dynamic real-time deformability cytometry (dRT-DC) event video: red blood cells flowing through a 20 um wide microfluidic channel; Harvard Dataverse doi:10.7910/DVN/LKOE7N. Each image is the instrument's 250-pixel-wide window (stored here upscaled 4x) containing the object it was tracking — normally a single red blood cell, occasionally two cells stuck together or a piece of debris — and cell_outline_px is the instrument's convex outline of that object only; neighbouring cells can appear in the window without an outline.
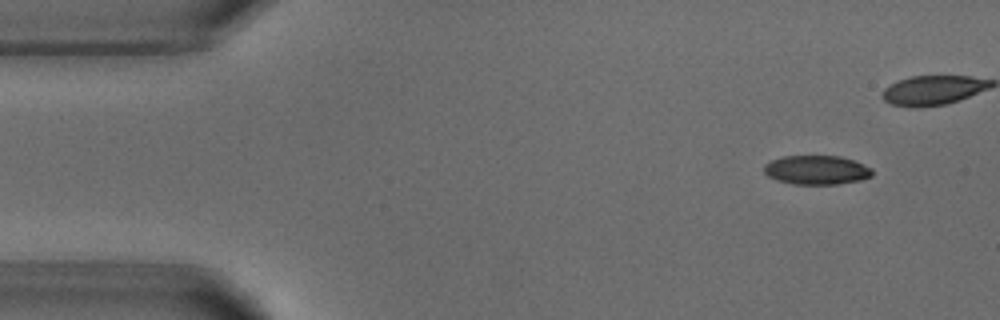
{"species": "common noctule bat (a hibernating species)", "species_latin": "Nyctalus noctula", "temperature_condition": "warm", "stored_images_in_passage": 3, "camera_frame_rate_fps": 3000, "um_per_image_px": 0.085, "animal": {"sex": "male", "body_mass_g": 18.8}, "frame": {"image": 1, "passage_image": 1, "time_ms": 0.0, "image_size_px": [1000, 320], "cell_outline_px": [[872, 176], [860, 180], [836, 184], [792, 184], [776, 180], [768, 176], [764, 172], [764, 164], [772, 160], [784, 156], [840, 156], [852, 160], [872, 168]], "centroid_in_image_um": [69.39, 14.45], "position_along_channel_um": 15.6, "area_um2": 18.26}}